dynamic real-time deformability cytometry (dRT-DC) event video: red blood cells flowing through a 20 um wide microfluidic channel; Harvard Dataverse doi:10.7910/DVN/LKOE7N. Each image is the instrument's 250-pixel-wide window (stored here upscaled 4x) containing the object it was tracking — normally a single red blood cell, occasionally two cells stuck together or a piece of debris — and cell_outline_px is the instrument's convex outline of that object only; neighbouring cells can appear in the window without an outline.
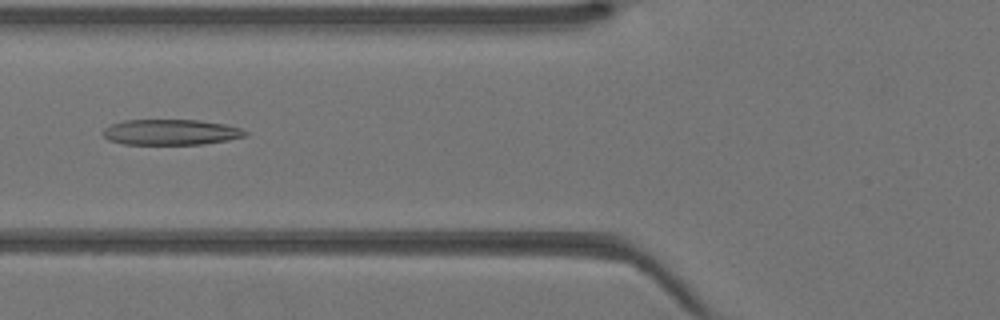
{"species": "Egyptian fruit bat (a non-hibernating species)", "species_latin": "Rousettus aegyptiacus", "temperature_condition": "warm", "stored_images_in_passage": 43, "camera_frame_rate_fps": 3000, "um_per_image_px": 0.085, "animal": {"sex": "female"}, "frame": {"image": 1, "passage_image": 17, "time_ms": 5.333, "image_size_px": [1000, 320], "cell_outline_px": [[248, 132], [244, 136], [228, 140], [204, 144], [124, 144], [108, 140], [100, 132], [104, 128], [112, 124], [124, 120], [200, 120], [224, 124], [240, 128]], "centroid_in_image_um": [14.49, 11.23], "position_along_channel_um": 111.3, "area_um2": 21.21}}
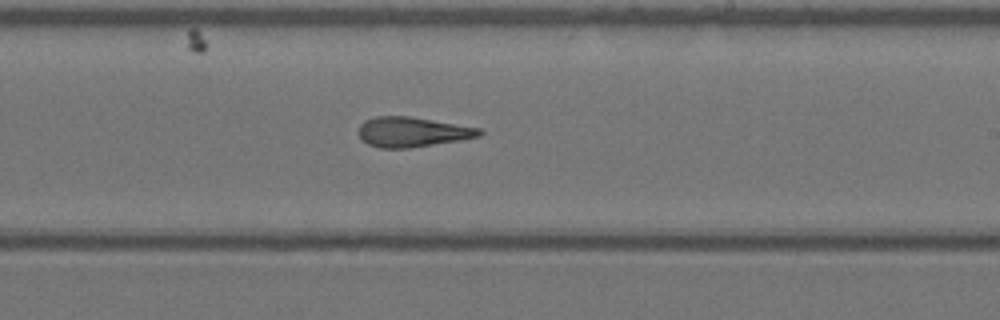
{"frame": {"image": 2, "passage_image": 26, "time_ms": 8.333, "image_size_px": [1000, 320], "cell_outline_px": [[484, 132], [480, 136], [460, 140], [408, 148], [380, 148], [368, 144], [360, 140], [360, 124], [364, 120], [376, 116], [408, 116], [480, 128]], "centroid_in_image_um": [35.03, 11.22], "position_along_channel_um": 254.0, "area_um2": 20.92}}
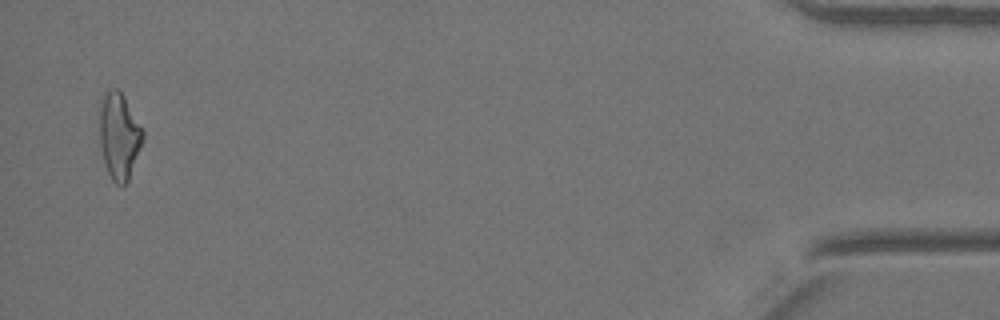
{"frame": {"image": 3, "passage_image": 42, "time_ms": 13.667, "image_size_px": [1000, 320], "cell_outline_px": [[144, 136], [140, 148], [128, 180], [124, 184], [116, 184], [112, 180], [104, 164], [100, 144], [100, 108], [104, 92], [112, 88], [116, 88], [124, 96], [144, 132]], "centroid_in_image_um": [10.11, 11.55], "position_along_channel_um": 425.1, "area_um2": 21.44}}